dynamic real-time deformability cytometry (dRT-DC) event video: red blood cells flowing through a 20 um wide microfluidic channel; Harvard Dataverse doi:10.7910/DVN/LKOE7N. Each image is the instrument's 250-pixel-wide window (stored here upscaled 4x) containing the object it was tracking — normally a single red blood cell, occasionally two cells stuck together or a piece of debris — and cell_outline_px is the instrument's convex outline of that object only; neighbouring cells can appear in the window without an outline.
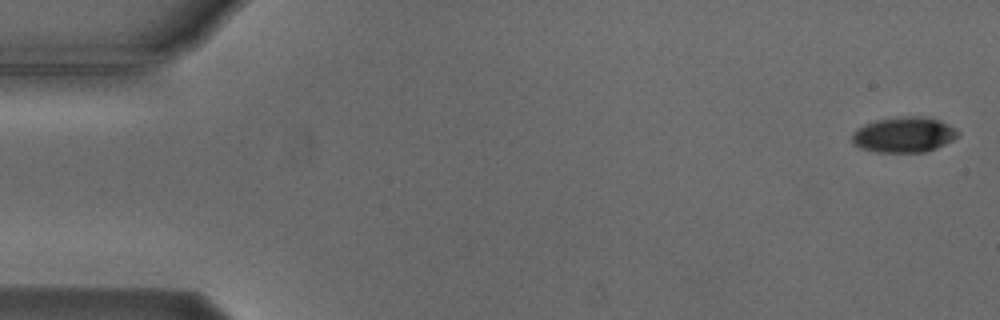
{"species": "Egyptian fruit bat (a non-hibernating species)", "species_latin": "Rousettus aegyptiacus", "temperature_condition": "cold", "stored_images_in_passage": 5, "camera_frame_rate_fps": 3000, "um_per_image_px": 0.085, "animal": {"sex": "male"}, "frame": {"image": 1, "passage_image": 1, "time_ms": 0.0, "image_size_px": [1000, 320], "cell_outline_px": [[960, 136], [936, 148], [924, 152], [876, 152], [852, 144], [852, 132], [856, 128], [864, 124], [876, 120], [904, 116], [928, 116], [940, 120], [948, 124], [960, 132]], "centroid_in_image_um": [76.84, 11.44], "position_along_channel_um": 8.2, "area_um2": 22.02}}
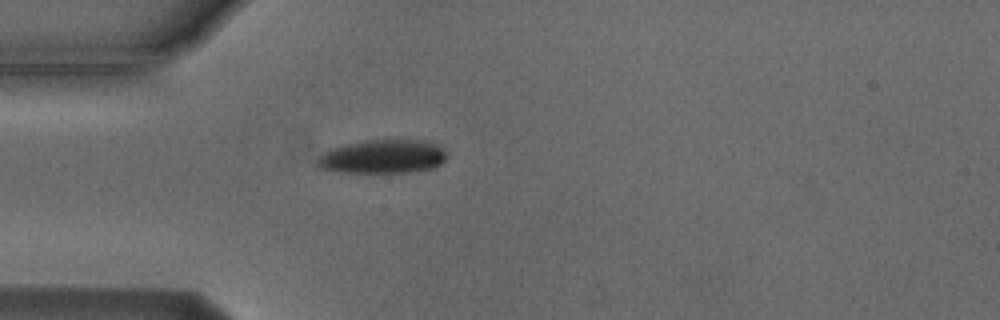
{"frame": {"image": 2, "passage_image": 5, "time_ms": 4.667, "image_size_px": [1000, 320], "cell_outline_px": [[448, 156], [440, 164], [432, 168], [408, 172], [340, 172], [320, 168], [316, 164], [320, 156], [324, 152], [332, 148], [344, 144], [364, 140], [428, 140], [444, 148], [448, 152]], "centroid_in_image_um": [32.57, 13.3], "position_along_channel_um": 52.4, "area_um2": 25.55}}